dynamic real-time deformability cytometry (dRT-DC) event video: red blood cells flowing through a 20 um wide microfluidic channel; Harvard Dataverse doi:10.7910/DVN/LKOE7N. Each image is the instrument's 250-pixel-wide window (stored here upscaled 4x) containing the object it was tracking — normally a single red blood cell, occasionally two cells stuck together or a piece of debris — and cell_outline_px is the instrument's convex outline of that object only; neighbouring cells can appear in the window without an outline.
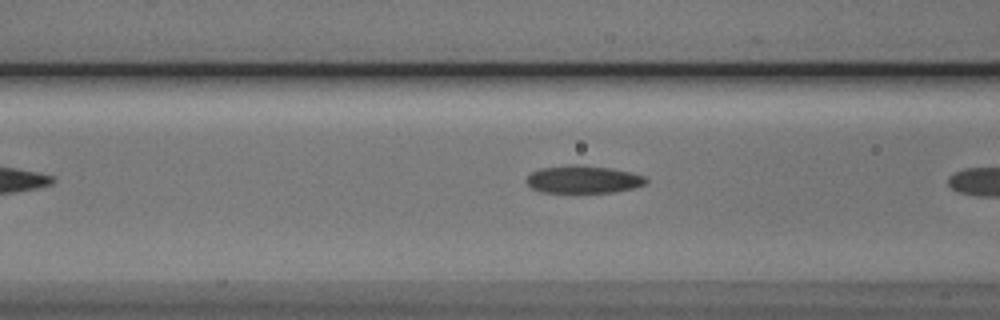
{"species": "Egyptian fruit bat (a non-hibernating species)", "species_latin": "Rousettus aegyptiacus", "temperature_condition": "cold", "stored_images_in_passage": 7, "camera_frame_rate_fps": 3000, "um_per_image_px": 0.085, "animal": {"sex": "male"}, "frame": {"image": 1, "passage_image": 6, "time_ms": 1.667, "image_size_px": [1000, 320], "cell_outline_px": [[648, 180], [644, 184], [632, 188], [612, 192], [540, 192], [532, 188], [528, 184], [528, 176], [532, 172], [540, 168], [572, 164], [576, 164], [608, 168], [628, 172], [644, 176]], "centroid_in_image_um": [49.55, 15.24], "position_along_channel_um": 117.1, "area_um2": 18.9}}